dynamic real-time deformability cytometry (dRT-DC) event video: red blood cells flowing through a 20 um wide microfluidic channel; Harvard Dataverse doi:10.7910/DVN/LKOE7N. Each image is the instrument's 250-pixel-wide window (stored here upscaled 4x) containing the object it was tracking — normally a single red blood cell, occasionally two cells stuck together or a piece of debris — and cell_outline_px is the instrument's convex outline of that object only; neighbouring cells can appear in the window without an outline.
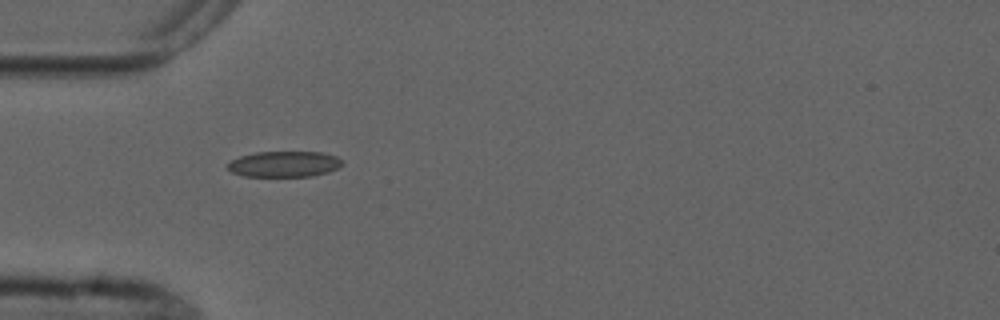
{"species": "common noctule bat (a hibernating species)", "species_latin": "Nyctalus noctula", "temperature_condition": "cold", "stored_images_in_passage": 5, "camera_frame_rate_fps": 3000, "um_per_image_px": 0.085, "animal": {"sex": "male", "forearm_length_mm": 52.5}, "frame": {"image": 1, "passage_image": 5, "time_ms": 6.667, "image_size_px": [1000, 320], "cell_outline_px": [[344, 164], [328, 172], [312, 176], [244, 176], [232, 172], [224, 164], [240, 156], [256, 152], [320, 152], [336, 156], [344, 160]], "centroid_in_image_um": [24.16, 13.94], "position_along_channel_um": 60.8, "area_um2": 17.28}}